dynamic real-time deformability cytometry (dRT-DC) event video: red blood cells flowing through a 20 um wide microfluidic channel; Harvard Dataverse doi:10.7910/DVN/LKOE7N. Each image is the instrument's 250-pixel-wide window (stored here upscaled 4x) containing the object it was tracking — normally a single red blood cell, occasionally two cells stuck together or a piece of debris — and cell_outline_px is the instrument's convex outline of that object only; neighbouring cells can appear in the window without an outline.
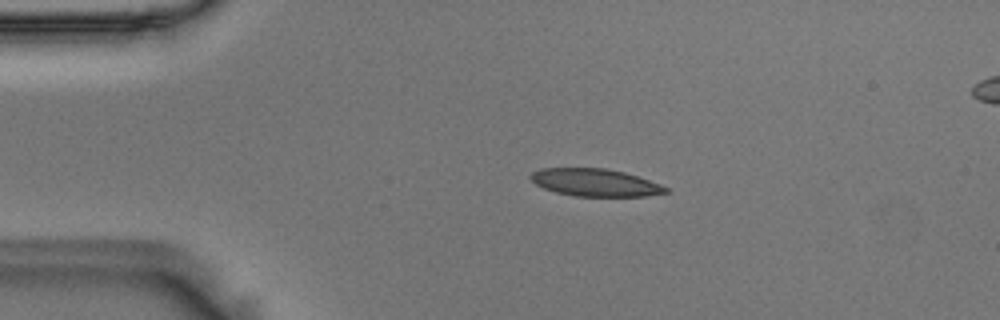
{"species": "Egyptian fruit bat (a non-hibernating species)", "species_latin": "Rousettus aegyptiacus", "temperature_condition": "room temperature", "stored_images_in_passage": 44, "camera_frame_rate_fps": 3000, "um_per_image_px": 0.085, "animal": {"sex": "male"}, "frame": {"image": 1, "passage_image": 1, "time_ms": 0.0, "image_size_px": [1000, 320], "cell_outline_px": [[668, 192], [644, 196], [576, 196], [556, 192], [544, 188], [536, 184], [528, 176], [532, 172], [540, 168], [604, 168], [624, 172], [660, 184], [668, 188]], "centroid_in_image_um": [50.55, 15.51], "position_along_channel_um": 34.4, "area_um2": 21.44}}
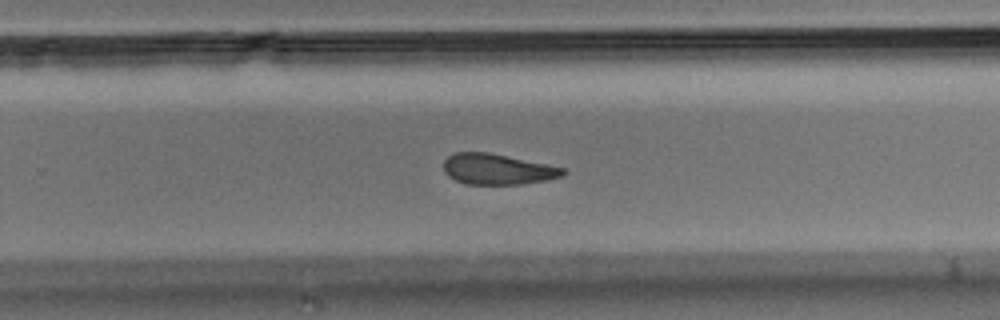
{"frame": {"image": 2, "passage_image": 25, "time_ms": 8.0, "image_size_px": [1000, 320], "cell_outline_px": [[568, 172], [564, 176], [544, 180], [520, 184], [468, 184], [456, 180], [448, 176], [444, 172], [444, 160], [448, 156], [456, 152], [488, 152], [564, 168]], "centroid_in_image_um": [42.27, 14.38], "position_along_channel_um": 287.5, "area_um2": 21.15}}
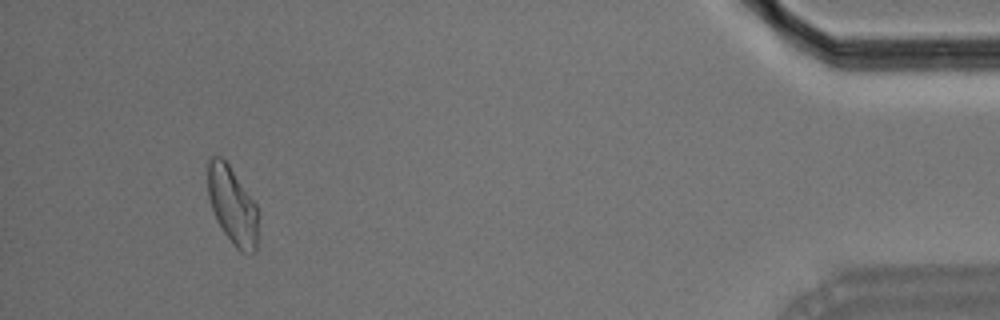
{"frame": {"image": 3, "passage_image": 41, "time_ms": 13.333, "image_size_px": [1000, 320], "cell_outline_px": [[260, 216], [256, 252], [240, 252], [232, 244], [216, 220], [208, 196], [208, 156], [220, 156], [228, 164], [256, 204]], "centroid_in_image_um": [19.78, 17.5], "position_along_channel_um": 415.4, "area_um2": 23.0}, "authors_computed_cell_mechanics": {"area_um2": 22.7154, "velocity_mm_per_s": 3.6468, "shape_relaxation_time_tau1_ms": 7.1831, "shape_relaxation_time_tau2_ms": 3.7906, "deformation_change_tau1": 0.1854, "deformation_change_tau2": 0.1068}}